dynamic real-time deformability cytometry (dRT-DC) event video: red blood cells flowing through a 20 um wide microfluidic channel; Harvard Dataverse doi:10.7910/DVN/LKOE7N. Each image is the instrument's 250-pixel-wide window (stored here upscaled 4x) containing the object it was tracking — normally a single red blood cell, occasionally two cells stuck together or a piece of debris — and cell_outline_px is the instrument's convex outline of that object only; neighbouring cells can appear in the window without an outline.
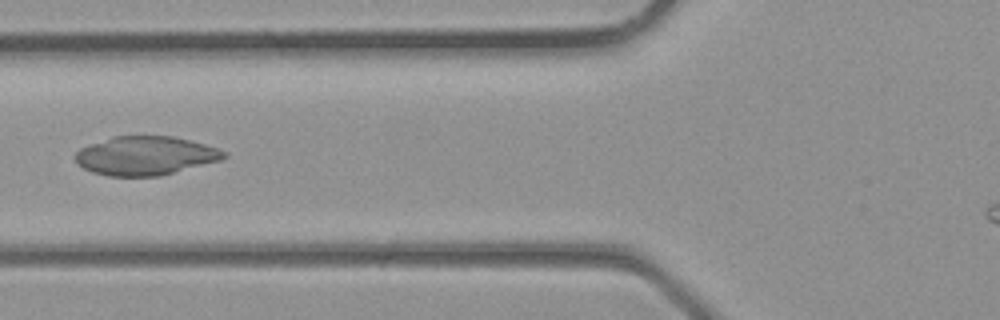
{"species": "common noctule bat (a hibernating species)", "species_latin": "Nyctalus noctula", "temperature_condition": "room temperature", "stored_images_in_passage": 3, "camera_frame_rate_fps": 3000, "um_per_image_px": 0.085, "animal": {"sex": "male", "body_mass_g": 23.1, "forearm_length_mm": 52.7}, "frame": {"image": 1, "passage_image": 3, "time_ms": 0.667, "image_size_px": [1000, 320], "cell_outline_px": [[228, 156], [220, 160], [160, 176], [108, 176], [92, 172], [76, 164], [72, 156], [80, 148], [112, 136], [172, 136], [204, 144], [228, 152]], "centroid_in_image_um": [12.32, 13.24], "position_along_channel_um": 113.5, "area_um2": 33.64}}